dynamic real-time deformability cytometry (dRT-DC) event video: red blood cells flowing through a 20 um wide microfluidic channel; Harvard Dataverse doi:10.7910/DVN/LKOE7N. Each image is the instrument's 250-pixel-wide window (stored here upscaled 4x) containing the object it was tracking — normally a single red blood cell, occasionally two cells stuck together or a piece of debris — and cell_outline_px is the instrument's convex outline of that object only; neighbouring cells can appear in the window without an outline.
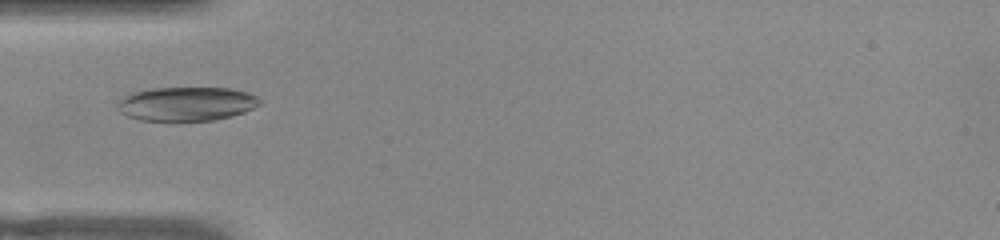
{"species": "common noctule bat (a hibernating species)", "species_latin": "Nyctalus noctula", "temperature_condition": "warm", "stored_images_in_passage": 42, "camera_frame_rate_fps": 3000, "um_per_image_px": 0.085, "animal": {"sex": "female", "body_mass_g": 22.0, "forearm_length_mm": 56.7}, "frame": {"image": 1, "passage_image": 6, "time_ms": 1.667, "image_size_px": [1000, 240], "cell_outline_px": [[260, 104], [244, 112], [232, 116], [212, 120], [140, 120], [128, 116], [120, 112], [116, 108], [116, 100], [120, 96], [132, 92], [152, 88], [228, 88], [248, 92], [256, 96], [260, 100]], "centroid_in_image_um": [15.78, 8.81], "position_along_channel_um": 69.2, "area_um2": 28.26}}
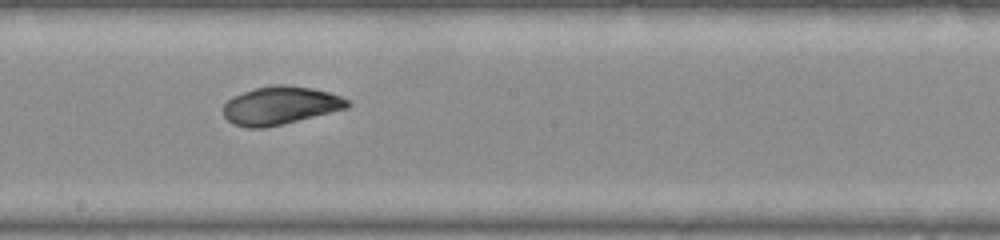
{"frame": {"image": 2, "passage_image": 18, "time_ms": 5.667, "image_size_px": [1000, 240], "cell_outline_px": [[352, 104], [348, 108], [264, 128], [248, 128], [232, 124], [224, 116], [224, 104], [232, 96], [256, 88], [272, 84], [280, 84], [312, 88], [328, 92], [340, 96], [348, 100]], "centroid_in_image_um": [23.81, 8.96], "position_along_channel_um": 224.4, "area_um2": 27.4}}
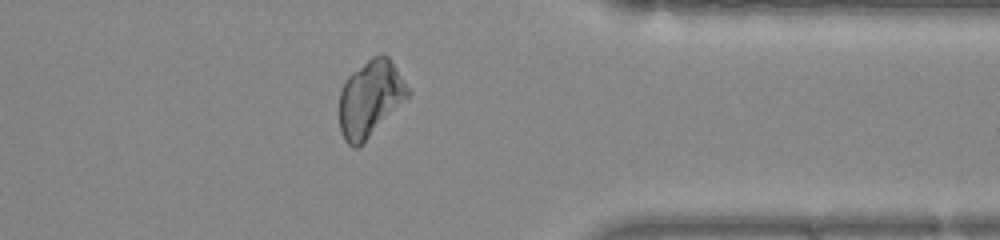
{"frame": {"image": 3, "passage_image": 31, "time_ms": 10.0, "image_size_px": [1000, 240], "cell_outline_px": [[412, 92], [356, 148], [352, 148], [344, 140], [340, 132], [340, 92], [344, 80], [352, 72], [372, 56], [388, 56]], "centroid_in_image_um": [31.44, 8.35], "position_along_channel_um": 380.0, "area_um2": 29.65}, "authors_computed_cell_mechanics": {"area_um2": 28.6688, "velocity_mm_per_s": 3.8729, "shape_relaxation_time_tau1_ms": 4.5049, "shape_relaxation_time_tau2_ms": 3.0745, "deformation_change_tau1": 0.1029, "deformation_change_tau2": 0.0708}}